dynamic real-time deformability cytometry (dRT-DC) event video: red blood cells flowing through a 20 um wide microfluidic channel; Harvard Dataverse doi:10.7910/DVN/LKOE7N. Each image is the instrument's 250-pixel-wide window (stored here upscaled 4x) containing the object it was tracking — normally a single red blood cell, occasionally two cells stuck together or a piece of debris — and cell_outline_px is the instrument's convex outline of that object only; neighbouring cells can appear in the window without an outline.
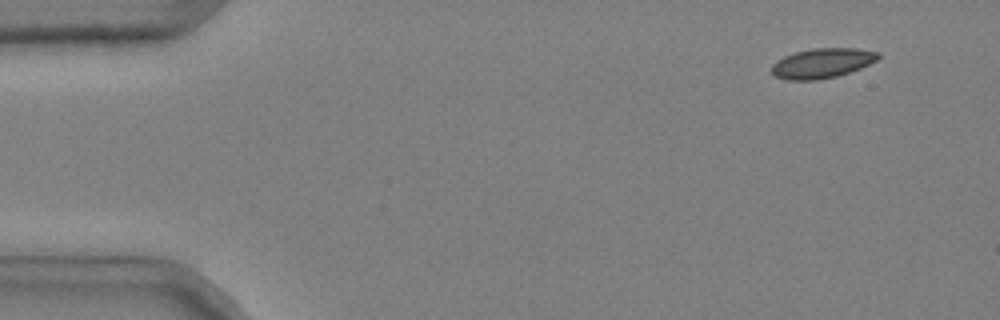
{"species": "common noctule bat (a hibernating species)", "species_latin": "Nyctalus noctula", "temperature_condition": "cold", "stored_images_in_passage": 45, "camera_frame_rate_fps": 3000, "um_per_image_px": 0.085, "animal": {"sex": "male", "body_mass_g": 20.4}, "frame": {"image": 1, "passage_image": 2, "time_ms": 0.333, "image_size_px": [1000, 320], "cell_outline_px": [[880, 56], [876, 60], [860, 68], [836, 76], [816, 80], [788, 80], [776, 76], [772, 72], [772, 64], [776, 60], [784, 56], [796, 52], [812, 48], [856, 48], [880, 52]], "centroid_in_image_um": [69.87, 5.36], "position_along_channel_um": 15.1, "area_um2": 18.38}}
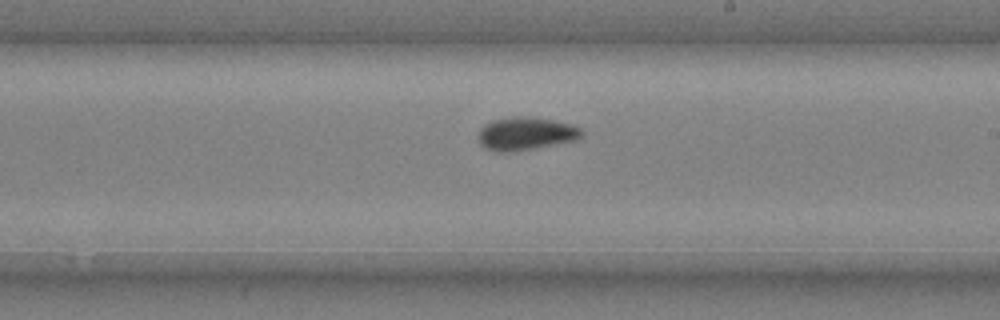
{"frame": {"image": 2, "passage_image": 29, "time_ms": 9.333, "image_size_px": [1000, 320], "cell_outline_px": [[584, 132], [576, 140], [516, 152], [496, 152], [484, 148], [480, 144], [480, 128], [484, 124], [492, 120], [512, 116], [528, 116], [556, 120], [572, 124], [580, 128]], "centroid_in_image_um": [44.69, 11.36], "position_along_channel_um": 244.3, "area_um2": 20.17}}
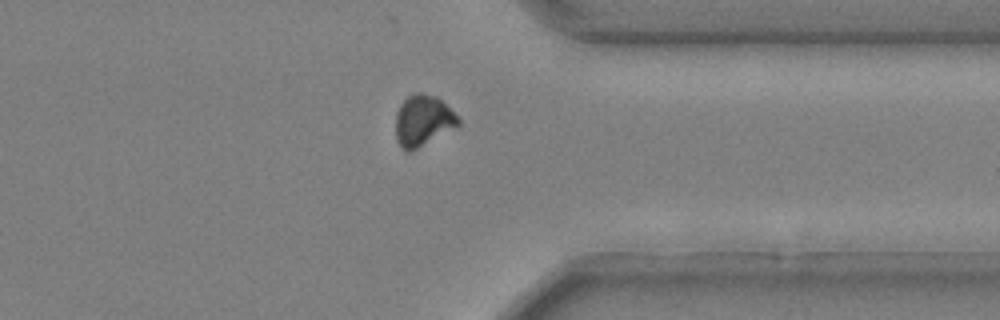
{"frame": {"image": 3, "passage_image": 40, "time_ms": 13.0, "image_size_px": [1000, 320], "cell_outline_px": [[460, 124], [456, 128], [408, 152], [404, 152], [396, 140], [396, 112], [400, 104], [408, 96], [416, 92], [420, 92], [436, 96], [460, 120]], "centroid_in_image_um": [35.92, 10.26], "position_along_channel_um": 375.5, "area_um2": 18.44}, "authors_computed_cell_mechanics": {"area_um2": 19.074, "velocity_mm_per_s": 3.6819, "shape_relaxation_time_tau1_ms": 11.2889, "shape_relaxation_time_tau2_ms": 3.0234, "deformation_change_tau1": 0.1949, "deformation_change_tau2": 0.0557}}